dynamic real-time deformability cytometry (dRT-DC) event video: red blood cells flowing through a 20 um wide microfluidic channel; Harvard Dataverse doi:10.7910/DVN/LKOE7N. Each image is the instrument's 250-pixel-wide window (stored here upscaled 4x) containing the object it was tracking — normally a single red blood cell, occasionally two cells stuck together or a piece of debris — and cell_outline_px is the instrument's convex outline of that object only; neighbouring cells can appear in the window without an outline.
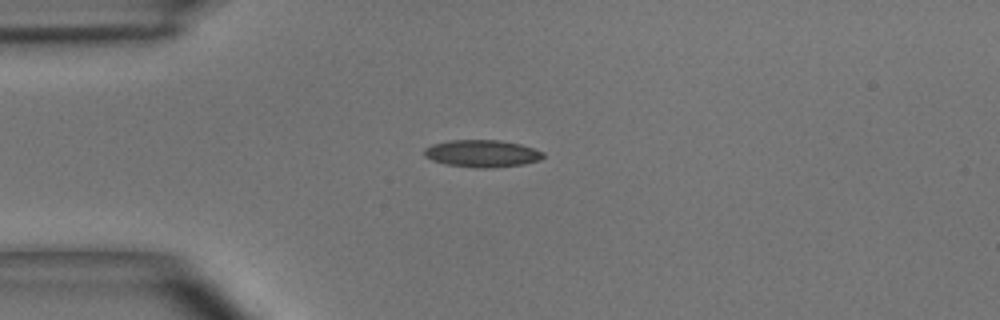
{"species": "common noctule bat (a hibernating species)", "species_latin": "Nyctalus noctula", "temperature_condition": "room temperature", "stored_images_in_passage": 37, "camera_frame_rate_fps": 3000, "um_per_image_px": 0.085, "animal": {"sex": "male", "body_mass_g": 15.6}, "frame": {"image": 1, "passage_image": 1, "time_ms": 0.0, "image_size_px": [1000, 320], "cell_outline_px": [[544, 156], [540, 160], [520, 164], [484, 168], [480, 168], [448, 164], [432, 160], [424, 156], [424, 148], [432, 144], [452, 140], [500, 140], [520, 144], [544, 152]], "centroid_in_image_um": [40.96, 13.03], "position_along_channel_um": 44.0, "area_um2": 18.55}}
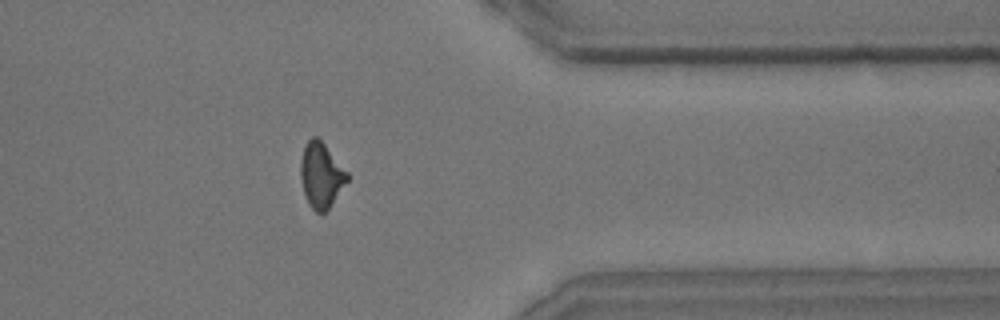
{"frame": {"image": 2, "passage_image": 29, "time_ms": 9.333, "image_size_px": [1000, 320], "cell_outline_px": [[348, 180], [328, 208], [324, 212], [316, 212], [308, 204], [300, 180], [300, 160], [304, 144], [312, 136], [316, 136], [324, 144], [348, 172]], "centroid_in_image_um": [27.27, 14.86], "position_along_channel_um": 384.1, "area_um2": 17.57}}
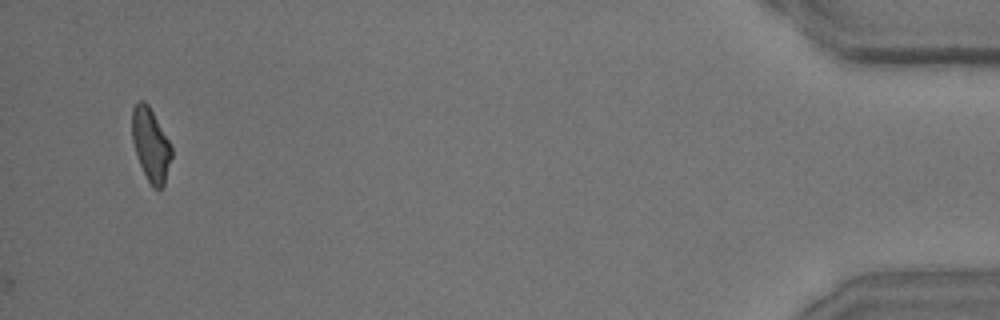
{"frame": {"image": 3, "passage_image": 37, "time_ms": 12.0, "image_size_px": [1000, 320], "cell_outline_px": [[172, 156], [164, 184], [160, 188], [152, 188], [140, 164], [132, 140], [132, 108], [140, 100], [144, 100], [148, 104], [168, 140], [172, 148]], "centroid_in_image_um": [12.81, 12.29], "position_along_channel_um": 422.4, "area_um2": 16.47}, "authors_computed_cell_mechanics": {"area_um2": 17.8024, "velocity_mm_per_s": 3.9662, "shape_relaxation_time_tau1_ms": 7.6811, "shape_relaxation_time_tau2_ms": 2.925, "deformation_change_tau1": 0.1956, "deformation_change_tau2": 0.1147}}